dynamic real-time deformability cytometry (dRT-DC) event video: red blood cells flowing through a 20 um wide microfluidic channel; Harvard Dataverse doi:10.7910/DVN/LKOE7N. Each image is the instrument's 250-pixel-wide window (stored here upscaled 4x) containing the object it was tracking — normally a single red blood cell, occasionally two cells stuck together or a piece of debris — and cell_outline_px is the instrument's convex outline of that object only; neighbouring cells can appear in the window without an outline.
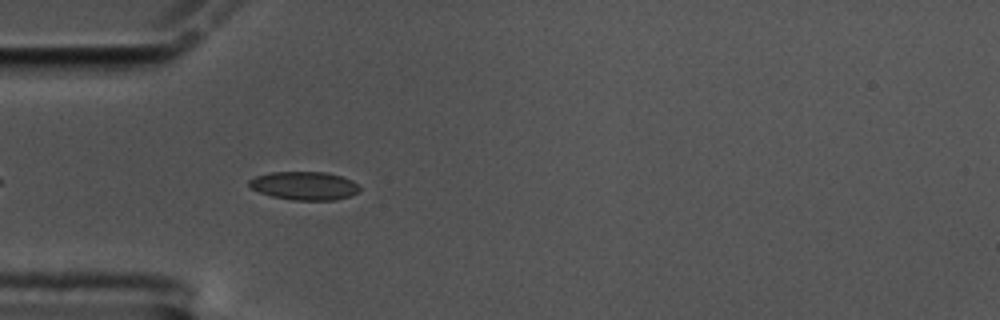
{"species": "common noctule bat (a hibernating species)", "species_latin": "Nyctalus noctula", "temperature_condition": "cold", "stored_images_in_passage": 42, "camera_frame_rate_fps": 3000, "um_per_image_px": 0.085, "animal": {"sex": "male", "body_mass_g": 17.5, "forearm_length_mm": 52.3}, "frame": {"image": 1, "passage_image": 1, "time_ms": 0.0, "image_size_px": [1000, 320], "cell_outline_px": [[360, 192], [336, 200], [292, 200], [272, 196], [260, 192], [252, 188], [248, 184], [248, 180], [256, 176], [272, 172], [328, 172], [352, 180], [360, 188]], "centroid_in_image_um": [25.88, 15.79], "position_along_channel_um": 59.1, "area_um2": 18.21}}
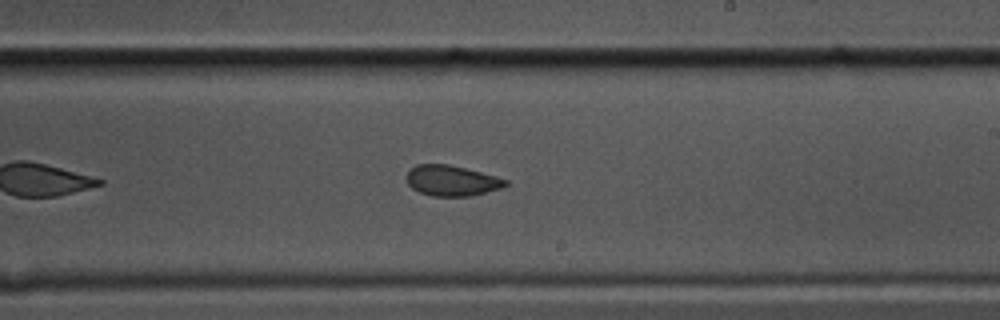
{"frame": {"image": 2, "passage_image": 18, "time_ms": 5.667, "image_size_px": [1000, 320], "cell_outline_px": [[508, 184], [500, 188], [468, 196], [432, 196], [420, 192], [412, 188], [408, 184], [404, 176], [416, 164], [448, 164], [496, 176], [508, 180]], "centroid_in_image_um": [38.35, 15.35], "position_along_channel_um": 250.6, "area_um2": 17.46}}
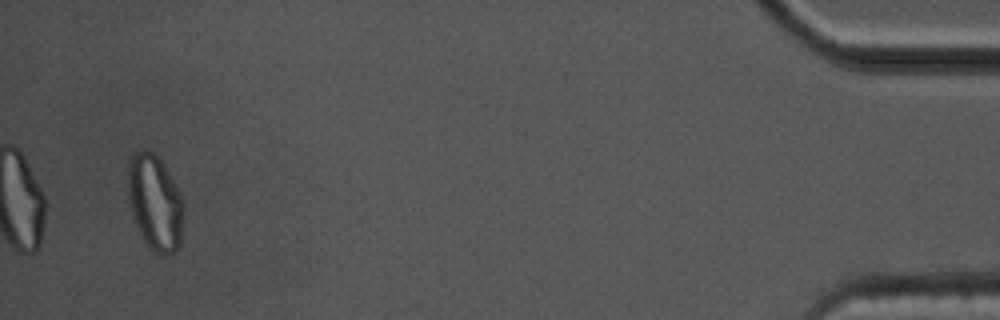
{"frame": {"image": 3, "passage_image": 40, "time_ms": 13.0, "image_size_px": [1000, 320], "cell_outline_px": [[184, 208], [180, 244], [168, 256], [160, 256], [144, 240], [136, 224], [128, 200], [128, 164], [132, 156], [136, 152], [144, 148], [152, 152], [160, 160], [168, 172], [184, 204]], "centroid_in_image_um": [13.17, 17.22], "position_along_channel_um": 422.0, "area_um2": 30.58}, "authors_computed_cell_mechanics": {"area_um2": 18.3804, "velocity_mm_per_s": 3.4328, "shape_relaxation_time_tau1_ms": null, "shape_relaxation_time_tau2_ms": 2.3427, "deformation_change_tau1": null, "deformation_change_tau2": 0.0628}}